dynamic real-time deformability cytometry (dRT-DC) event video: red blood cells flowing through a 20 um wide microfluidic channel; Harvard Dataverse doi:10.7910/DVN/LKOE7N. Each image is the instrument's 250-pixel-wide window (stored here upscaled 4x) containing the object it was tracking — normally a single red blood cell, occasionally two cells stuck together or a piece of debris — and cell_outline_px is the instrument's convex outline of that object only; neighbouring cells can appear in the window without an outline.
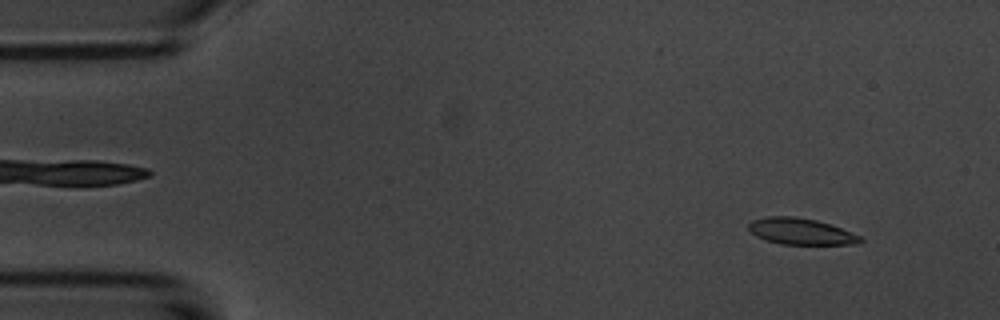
{"species": "common noctule bat (a hibernating species)", "species_latin": "Nyctalus noctula", "temperature_condition": "room temperature", "stored_images_in_passage": 4, "camera_frame_rate_fps": 3000, "um_per_image_px": 0.085, "animal": {"sex": "male", "body_mass_g": 20.1, "forearm_length_mm": 53.5}, "frame": {"image": 1, "passage_image": 1, "time_ms": 0.0, "image_size_px": [1000, 320], "cell_outline_px": [[864, 240], [860, 244], [780, 244], [756, 236], [748, 228], [748, 224], [752, 220], [768, 216], [792, 216], [816, 220], [840, 228], [860, 236]], "centroid_in_image_um": [68.06, 19.67], "position_along_channel_um": 16.9, "area_um2": 16.94}}
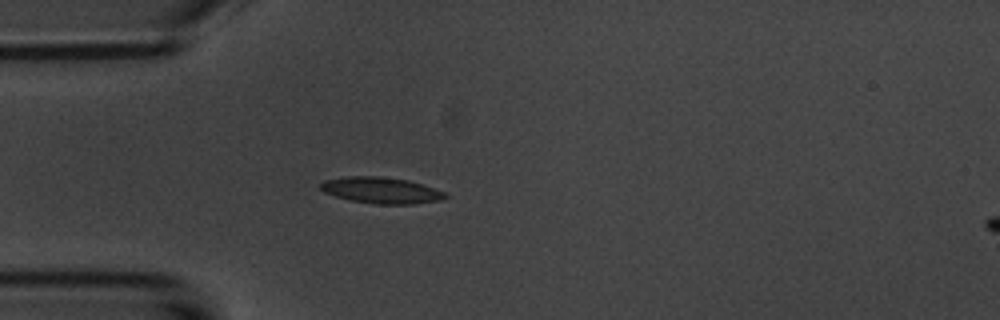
{"frame": {"image": 2, "passage_image": 4, "time_ms": 3.333, "image_size_px": [1000, 320], "cell_outline_px": [[448, 196], [440, 200], [416, 204], [376, 204], [352, 200], [336, 196], [324, 192], [320, 188], [320, 184], [324, 180], [348, 176], [376, 176], [408, 180], [444, 192]], "centroid_in_image_um": [32.38, 16.18], "position_along_channel_um": 52.6, "area_um2": 18.79}}